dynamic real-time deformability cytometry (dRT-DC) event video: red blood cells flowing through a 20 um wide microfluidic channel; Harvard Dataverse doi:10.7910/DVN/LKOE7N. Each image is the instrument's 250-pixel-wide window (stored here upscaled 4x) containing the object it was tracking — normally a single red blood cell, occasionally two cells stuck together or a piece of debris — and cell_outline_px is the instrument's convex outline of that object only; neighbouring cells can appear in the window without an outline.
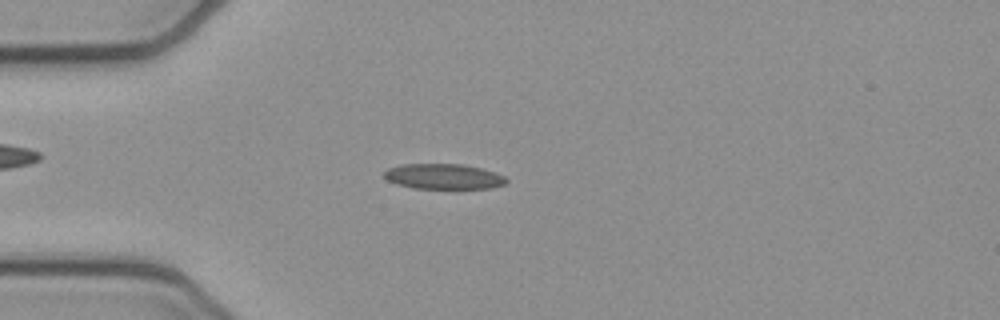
{"species": "common noctule bat (a hibernating species)", "species_latin": "Nyctalus noctula", "temperature_condition": "cold", "stored_images_in_passage": 51, "camera_frame_rate_fps": 3000, "um_per_image_px": 0.085, "animal": {"sex": "female", "body_mass_g": 21.9}, "frame": {"image": 1, "passage_image": 13, "time_ms": 4.0, "image_size_px": [1000, 320], "cell_outline_px": [[508, 180], [504, 184], [492, 188], [412, 188], [396, 184], [388, 180], [384, 176], [384, 172], [388, 168], [400, 164], [464, 164], [496, 172], [504, 176]], "centroid_in_image_um": [37.7, 14.99], "position_along_channel_um": 47.3, "area_um2": 18.03}}
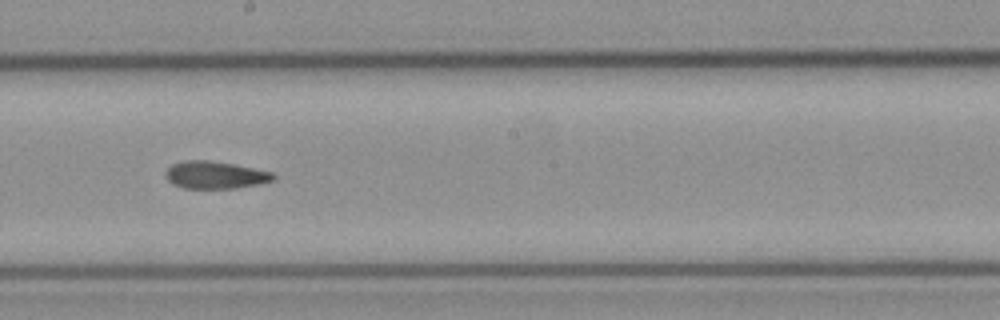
{"frame": {"image": 2, "passage_image": 28, "time_ms": 9.0, "image_size_px": [1000, 320], "cell_outline_px": [[276, 180], [236, 188], [184, 188], [172, 184], [164, 176], [164, 172], [172, 164], [184, 160], [208, 160], [232, 164], [272, 172], [276, 176]], "centroid_in_image_um": [18.25, 14.87], "position_along_channel_um": 229.9, "area_um2": 17.17}}
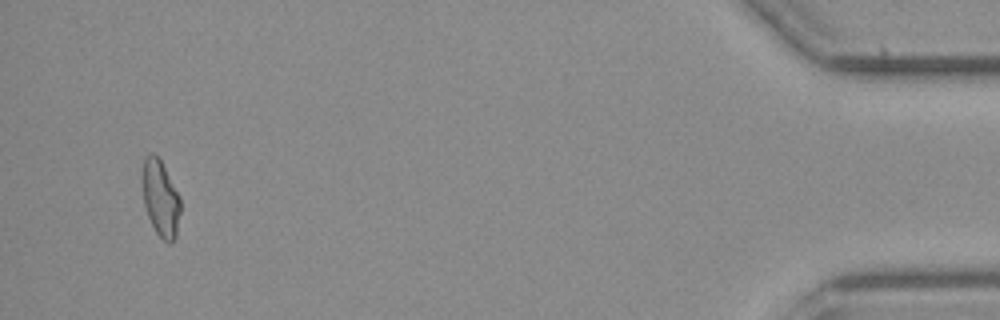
{"frame": {"image": 3, "passage_image": 49, "time_ms": 16.0, "image_size_px": [1000, 320], "cell_outline_px": [[180, 212], [176, 236], [168, 244], [156, 232], [148, 216], [144, 204], [140, 180], [140, 176], [144, 156], [152, 152], [160, 160], [180, 196]], "centroid_in_image_um": [13.6, 16.81], "position_along_channel_um": 421.6, "area_um2": 17.11}, "authors_computed_cell_mechanics": {"area_um2": 17.5712, "velocity_mm_per_s": 3.9321, "shape_relaxation_time_tau1_ms": null, "shape_relaxation_time_tau2_ms": 10.8266, "deformation_change_tau1": null, "deformation_change_tau2": 0.1823}}